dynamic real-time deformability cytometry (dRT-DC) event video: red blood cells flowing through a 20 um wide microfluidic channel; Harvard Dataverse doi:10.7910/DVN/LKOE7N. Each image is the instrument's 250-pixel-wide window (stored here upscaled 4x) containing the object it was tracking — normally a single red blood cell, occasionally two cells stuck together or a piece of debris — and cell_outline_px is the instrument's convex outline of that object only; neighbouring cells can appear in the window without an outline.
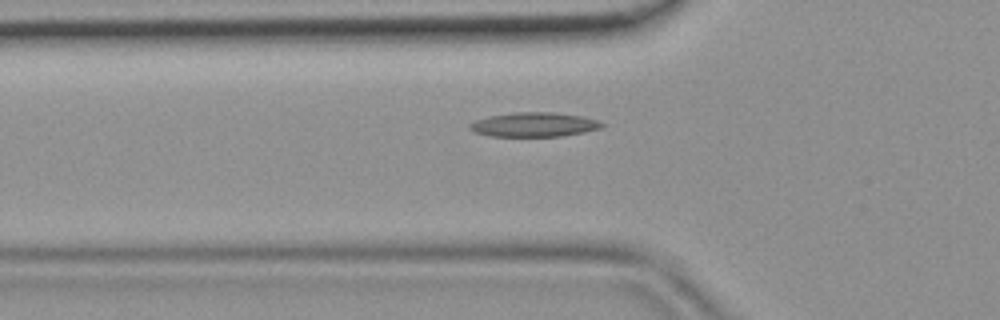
{"species": "common noctule bat (a hibernating species)", "species_latin": "Nyctalus noctula", "temperature_condition": "room temperature", "stored_images_in_passage": 32, "camera_frame_rate_fps": 3000, "um_per_image_px": 0.085, "animal": {"sex": "female", "body_mass_g": 19.9}, "frame": {"image": 1, "passage_image": 2, "time_ms": 0.333, "image_size_px": [1000, 320], "cell_outline_px": [[604, 124], [600, 128], [584, 132], [560, 136], [488, 136], [472, 132], [468, 128], [468, 124], [476, 120], [488, 116], [512, 112], [552, 112], [580, 116], [596, 120]], "centroid_in_image_um": [45.31, 10.59], "position_along_channel_um": 80.5, "area_um2": 18.73}}
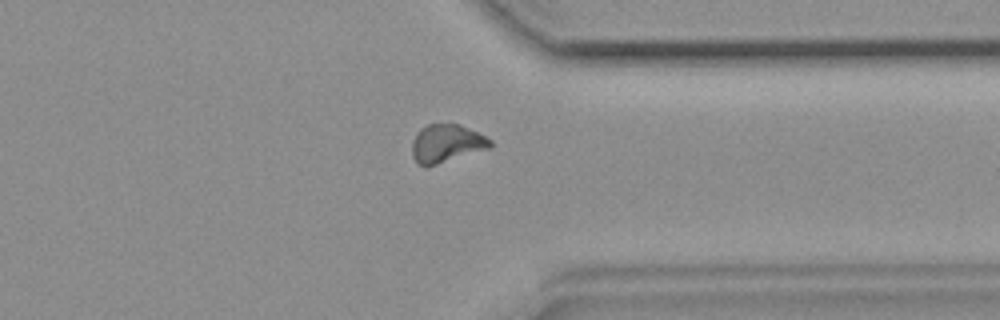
{"frame": {"image": 2, "passage_image": 22, "time_ms": 7.0, "image_size_px": [1000, 320], "cell_outline_px": [[492, 148], [424, 168], [416, 164], [412, 156], [412, 140], [416, 132], [420, 128], [428, 124], [460, 124], [492, 140]], "centroid_in_image_um": [37.92, 12.22], "position_along_channel_um": 373.5, "area_um2": 17.69}}
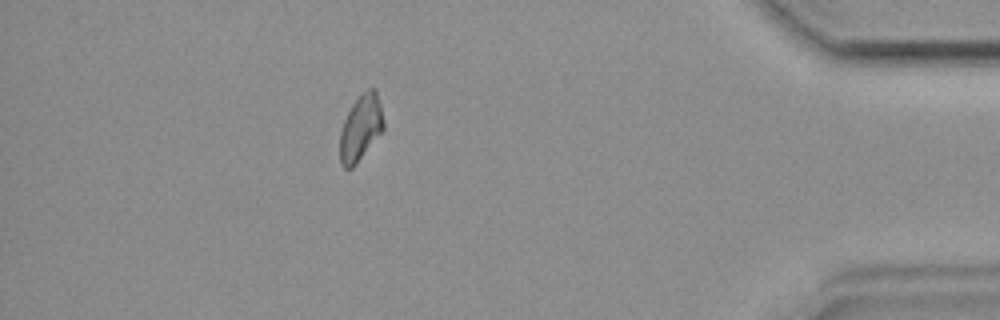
{"frame": {"image": 3, "passage_image": 27, "time_ms": 8.667, "image_size_px": [1000, 320], "cell_outline_px": [[384, 128], [356, 164], [352, 168], [344, 168], [340, 164], [340, 132], [344, 120], [352, 104], [368, 88], [376, 88], [380, 104], [384, 124]], "centroid_in_image_um": [30.65, 10.87], "position_along_channel_um": 404.6, "area_um2": 16.47}}